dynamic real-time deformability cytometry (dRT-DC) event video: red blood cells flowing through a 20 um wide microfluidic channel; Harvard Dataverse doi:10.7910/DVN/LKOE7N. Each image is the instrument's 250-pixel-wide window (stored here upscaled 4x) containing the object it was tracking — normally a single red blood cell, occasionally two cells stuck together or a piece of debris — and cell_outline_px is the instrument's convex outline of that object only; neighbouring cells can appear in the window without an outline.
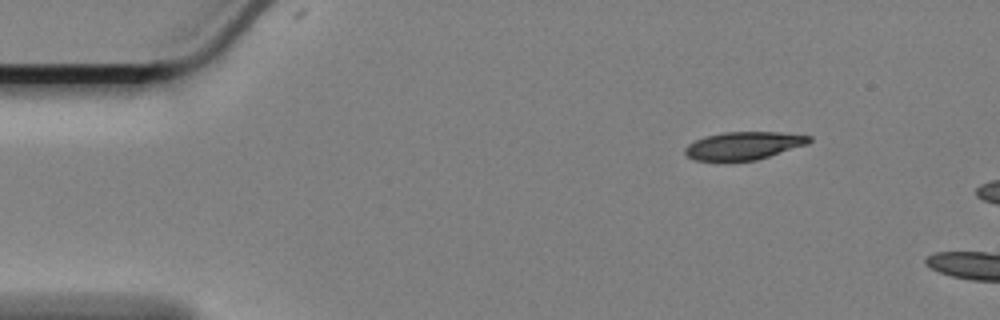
{"species": "Egyptian fruit bat (a non-hibernating species)", "species_latin": "Rousettus aegyptiacus", "temperature_condition": "cold", "stored_images_in_passage": 7, "camera_frame_rate_fps": 3000, "um_per_image_px": 0.085, "animal": {"sex": "female"}, "frame": {"image": 1, "passage_image": 1, "time_ms": 0.0, "image_size_px": [1000, 320], "cell_outline_px": [[812, 140], [808, 144], [756, 160], [696, 160], [688, 156], [684, 152], [684, 148], [688, 144], [704, 136], [724, 132], [780, 132], [812, 136]], "centroid_in_image_um": [63.23, 12.36], "position_along_channel_um": 21.8, "area_um2": 20.0}}